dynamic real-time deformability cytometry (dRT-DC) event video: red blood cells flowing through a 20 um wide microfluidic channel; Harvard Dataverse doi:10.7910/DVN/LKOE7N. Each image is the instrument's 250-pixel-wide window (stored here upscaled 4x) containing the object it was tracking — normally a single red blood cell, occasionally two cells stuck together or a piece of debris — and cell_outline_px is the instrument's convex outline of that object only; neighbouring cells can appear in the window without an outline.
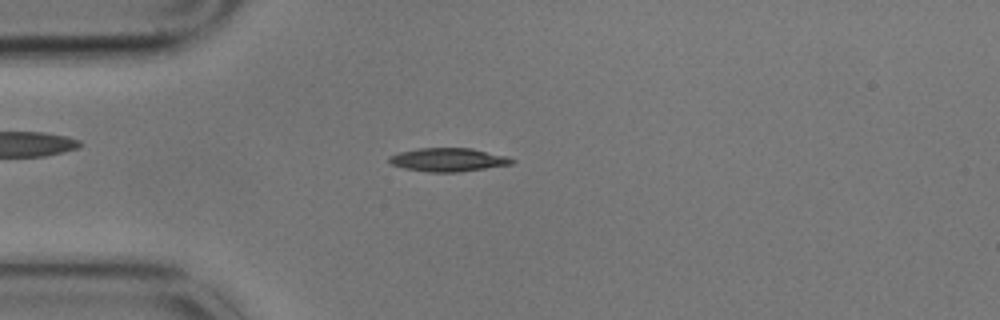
{"species": "common noctule bat (a hibernating species)", "species_latin": "Nyctalus noctula", "temperature_condition": "cold", "stored_images_in_passage": 4, "camera_frame_rate_fps": 3000, "um_per_image_px": 0.085, "animal": {"sex": "male", "body_mass_g": 17.9}, "frame": {"image": 1, "passage_image": 4, "time_ms": 1.0, "image_size_px": [1000, 320], "cell_outline_px": [[516, 160], [512, 164], [456, 172], [428, 172], [404, 168], [392, 164], [388, 160], [388, 156], [400, 152], [420, 148], [472, 148], [508, 156]], "centroid_in_image_um": [38.11, 13.57], "position_along_channel_um": 46.9, "area_um2": 16.7}}